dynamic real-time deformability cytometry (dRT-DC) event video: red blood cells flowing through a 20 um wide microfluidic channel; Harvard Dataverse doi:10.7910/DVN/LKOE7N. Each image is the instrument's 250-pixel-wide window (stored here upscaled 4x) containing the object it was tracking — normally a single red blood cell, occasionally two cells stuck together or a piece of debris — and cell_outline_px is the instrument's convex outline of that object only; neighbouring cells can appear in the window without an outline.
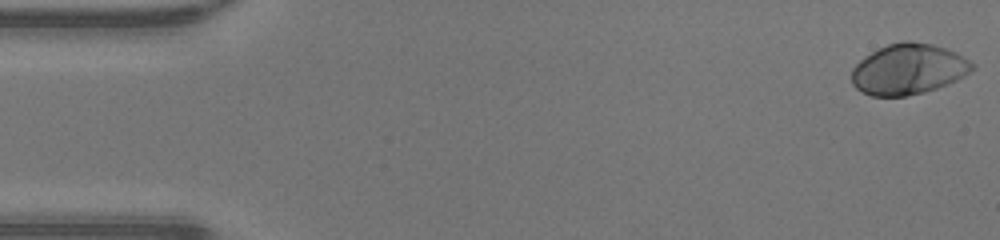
{"species": "human", "species_latin": "Homo sapiens", "temperature_condition": "warm", "stored_images_in_passage": 48, "camera_frame_rate_fps": 3000, "um_per_image_px": 0.085, "donor": {"sex": "male"}, "frame": {"image": 1, "passage_image": 1, "time_ms": 0.0, "image_size_px": [1000, 240], "cell_outline_px": [[976, 68], [964, 76], [956, 80], [936, 88], [924, 92], [904, 96], [872, 96], [856, 88], [852, 84], [852, 68], [864, 56], [888, 44], [904, 40], [908, 40], [932, 44], [956, 52], [976, 64]], "centroid_in_image_um": [77.23, 5.87], "position_along_channel_um": 7.8, "area_um2": 35.55}}
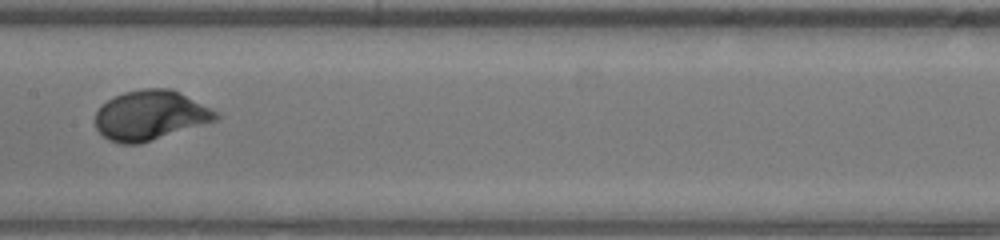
{"frame": {"image": 2, "passage_image": 24, "time_ms": 7.667, "image_size_px": [1000, 240], "cell_outline_px": [[220, 116], [216, 120], [140, 144], [120, 144], [108, 140], [96, 128], [96, 112], [100, 104], [124, 92], [144, 88], [172, 88], [220, 112]], "centroid_in_image_um": [12.78, 9.79], "position_along_channel_um": 194.6, "area_um2": 35.03}}
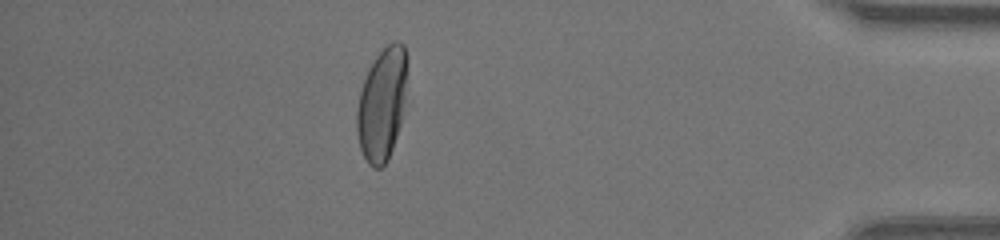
{"frame": {"image": 3, "passage_image": 42, "time_ms": 13.667, "image_size_px": [1000, 240], "cell_outline_px": [[408, 60], [404, 100], [400, 124], [388, 160], [380, 168], [372, 168], [368, 164], [360, 148], [356, 132], [356, 108], [360, 92], [368, 68], [376, 56], [392, 40], [396, 40], [404, 44], [408, 56]], "centroid_in_image_um": [32.46, 8.81], "position_along_channel_um": 402.7, "area_um2": 33.23}, "authors_computed_cell_mechanics": {"area_um2": 34.4488, "velocity_mm_per_s": 4.2972, "shape_relaxation_time_tau1_ms": 2.3737, "shape_relaxation_time_tau2_ms": null, "deformation_change_tau1": 0.1759, "deformation_change_tau2": null}}